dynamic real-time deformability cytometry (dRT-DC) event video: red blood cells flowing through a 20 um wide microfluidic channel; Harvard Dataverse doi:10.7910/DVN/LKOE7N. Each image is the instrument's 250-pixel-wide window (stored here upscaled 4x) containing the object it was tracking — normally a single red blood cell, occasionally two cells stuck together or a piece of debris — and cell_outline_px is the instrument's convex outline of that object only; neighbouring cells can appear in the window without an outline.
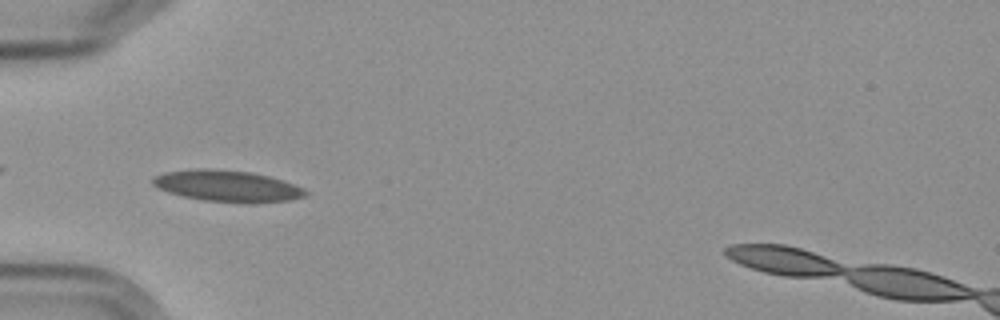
{"species": "Egyptian fruit bat (a non-hibernating species)", "species_latin": "Rousettus aegyptiacus", "temperature_condition": "cold", "stored_images_in_passage": 9, "camera_frame_rate_fps": 3000, "um_per_image_px": 0.085, "frame": {"image": 1, "passage_image": 7, "time_ms": 7.0, "image_size_px": [1000, 320], "cell_outline_px": [[308, 192], [304, 196], [288, 200], [252, 204], [244, 204], [204, 200], [184, 196], [168, 192], [156, 188], [152, 184], [152, 176], [164, 172], [192, 168], [212, 168], [252, 172], [284, 180], [304, 188]], "centroid_in_image_um": [19.3, 15.81], "position_along_channel_um": 65.7, "area_um2": 28.44}}
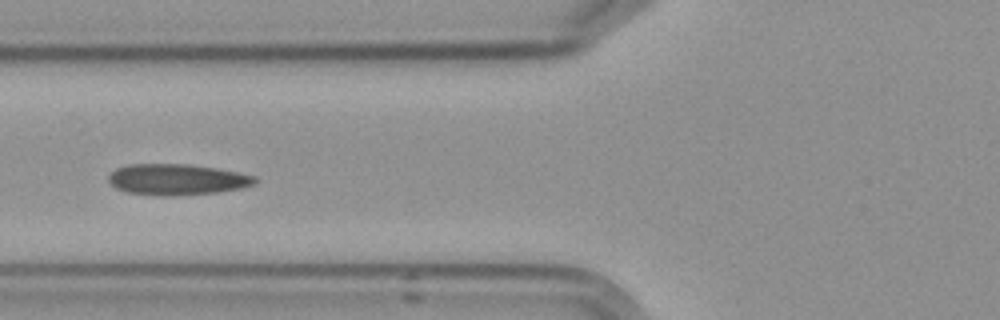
{"frame": {"image": 2, "passage_image": 8, "time_ms": 8.333, "image_size_px": [1000, 320], "cell_outline_px": [[256, 184], [240, 188], [220, 192], [172, 196], [160, 196], [128, 192], [116, 188], [108, 180], [108, 176], [116, 168], [128, 164], [188, 164], [216, 168], [256, 176]], "centroid_in_image_um": [15.04, 15.26], "position_along_channel_um": 110.8, "area_um2": 26.47}}
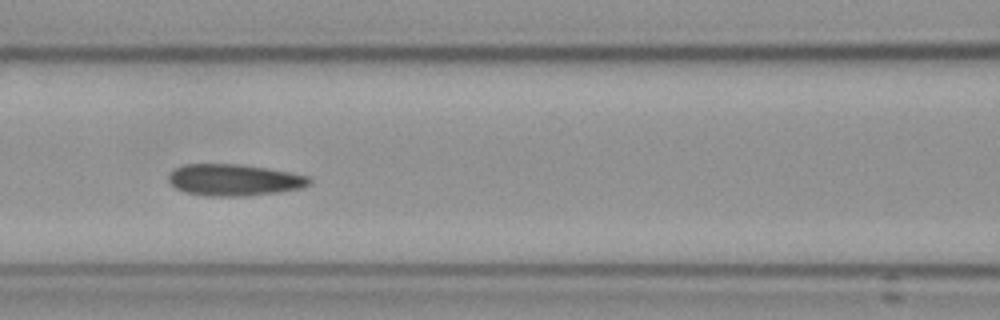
{"frame": {"image": 3, "passage_image": 9, "time_ms": 9.333, "image_size_px": [1000, 320], "cell_outline_px": [[312, 184], [304, 188], [276, 192], [244, 196], [204, 196], [184, 192], [176, 188], [168, 180], [168, 172], [184, 164], [240, 164], [268, 168], [312, 176]], "centroid_in_image_um": [19.93, 15.29], "position_along_channel_um": 146.7, "area_um2": 26.3}}